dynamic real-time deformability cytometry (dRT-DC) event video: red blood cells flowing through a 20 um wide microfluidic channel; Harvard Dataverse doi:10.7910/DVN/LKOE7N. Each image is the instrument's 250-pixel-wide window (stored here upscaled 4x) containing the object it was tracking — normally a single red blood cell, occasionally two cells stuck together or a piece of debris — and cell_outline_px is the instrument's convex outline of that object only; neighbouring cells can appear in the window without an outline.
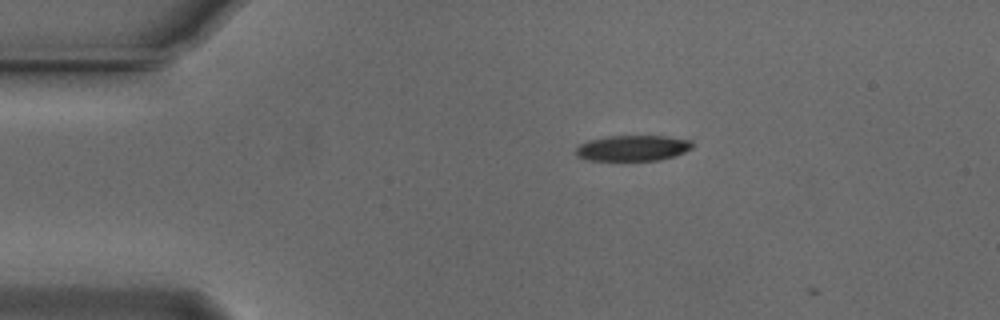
{"species": "Egyptian fruit bat (a non-hibernating species)", "species_latin": "Rousettus aegyptiacus", "temperature_condition": "cold", "stored_images_in_passage": 3, "camera_frame_rate_fps": 3000, "um_per_image_px": 0.085, "animal": {"sex": "male"}, "frame": {"image": 1, "passage_image": 2, "time_ms": 0.333, "image_size_px": [1000, 320], "cell_outline_px": [[692, 148], [676, 156], [660, 160], [588, 160], [576, 156], [576, 148], [580, 144], [588, 140], [608, 136], [664, 136], [692, 140]], "centroid_in_image_um": [53.79, 12.59], "position_along_channel_um": 31.2, "area_um2": 17.46}}